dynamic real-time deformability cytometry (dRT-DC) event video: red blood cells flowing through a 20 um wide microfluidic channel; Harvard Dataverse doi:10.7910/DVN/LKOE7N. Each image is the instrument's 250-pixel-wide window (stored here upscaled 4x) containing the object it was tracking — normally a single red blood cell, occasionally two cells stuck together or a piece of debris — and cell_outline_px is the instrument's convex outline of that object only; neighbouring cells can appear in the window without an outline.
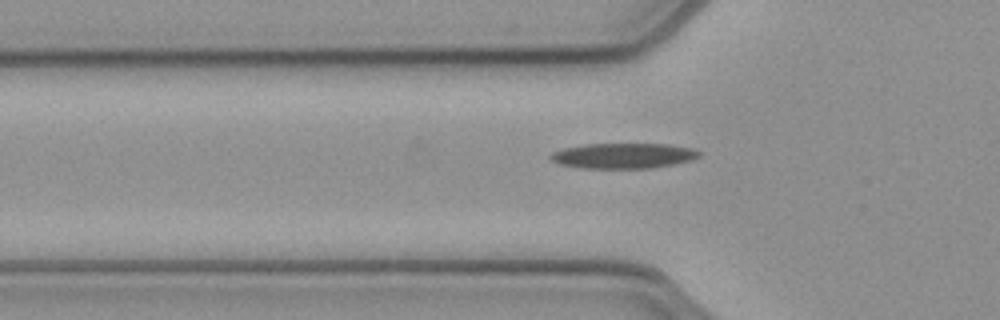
{"species": "common noctule bat (a hibernating species)", "species_latin": "Nyctalus noctula", "temperature_condition": "cold", "stored_images_in_passage": 35, "camera_frame_rate_fps": 3000, "um_per_image_px": 0.085, "animal": {"sex": "female", "body_mass_g": 21.9}, "frame": {"image": 1, "passage_image": 2, "time_ms": 0.333, "image_size_px": [1000, 320], "cell_outline_px": [[700, 156], [692, 160], [676, 164], [652, 168], [580, 168], [560, 164], [548, 160], [548, 156], [552, 152], [564, 148], [588, 144], [668, 144], [692, 148], [700, 152]], "centroid_in_image_um": [52.97, 13.24], "position_along_channel_um": 72.8, "area_um2": 22.08}}
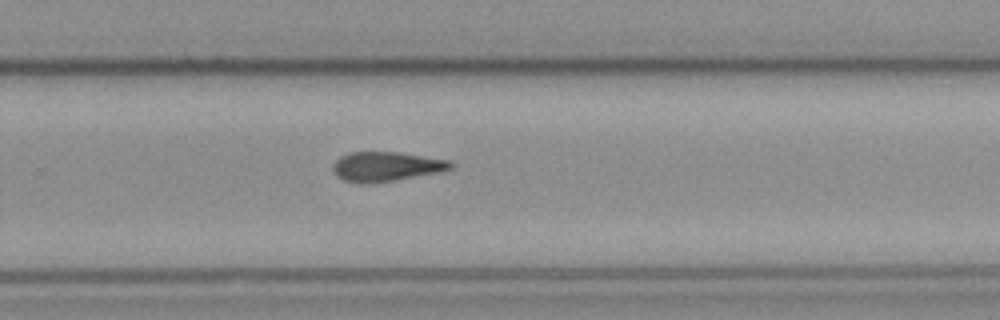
{"frame": {"image": 2, "passage_image": 19, "time_ms": 6.0, "image_size_px": [1000, 320], "cell_outline_px": [[456, 164], [452, 168], [440, 172], [396, 180], [372, 184], [360, 184], [344, 180], [336, 176], [332, 168], [332, 164], [340, 156], [348, 152], [400, 152], [452, 160]], "centroid_in_image_um": [32.84, 14.16], "position_along_channel_um": 297.0, "area_um2": 20.75}}
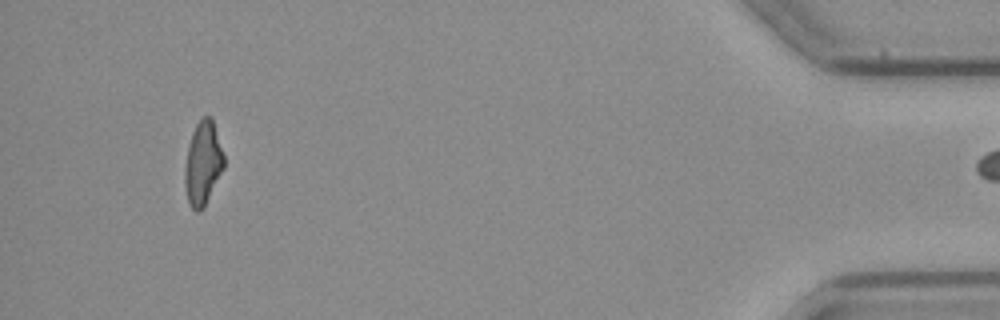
{"frame": {"image": 3, "passage_image": 34, "time_ms": 11.0, "image_size_px": [1000, 320], "cell_outline_px": [[224, 168], [204, 208], [200, 212], [196, 212], [188, 204], [184, 184], [184, 172], [188, 148], [192, 132], [196, 124], [204, 116], [212, 116], [224, 156]], "centroid_in_image_um": [17.24, 13.91], "position_along_channel_um": 418.0, "area_um2": 19.19}}